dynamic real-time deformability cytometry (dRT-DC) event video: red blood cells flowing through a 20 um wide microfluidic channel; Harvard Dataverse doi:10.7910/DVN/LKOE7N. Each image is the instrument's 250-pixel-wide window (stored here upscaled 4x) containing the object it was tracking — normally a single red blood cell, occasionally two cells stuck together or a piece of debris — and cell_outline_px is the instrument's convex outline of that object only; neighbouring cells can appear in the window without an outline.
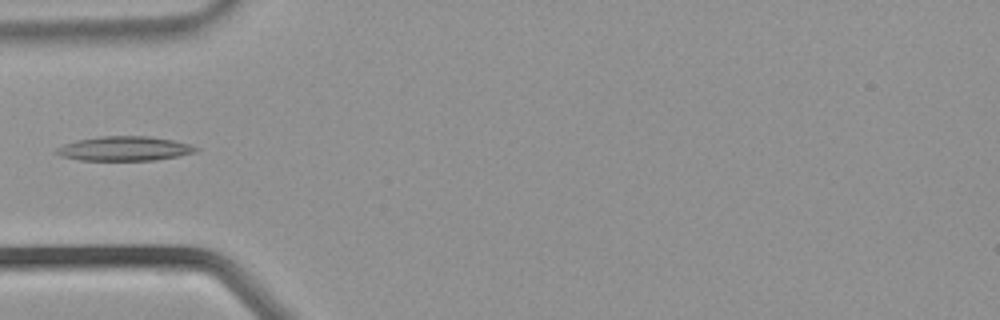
{"species": "common noctule bat (a hibernating species)", "species_latin": "Nyctalus noctula", "temperature_condition": "warm", "stored_images_in_passage": 37, "camera_frame_rate_fps": 3000, "um_per_image_px": 0.085, "animal": {"sex": "male", "body_mass_g": 21.5, "forearm_length_mm": 52.0}, "frame": {"image": 1, "passage_image": 12, "time_ms": 3.667, "image_size_px": [1000, 320], "cell_outline_px": [[200, 148], [196, 152], [180, 156], [156, 160], [80, 160], [60, 156], [52, 152], [56, 148], [64, 144], [76, 140], [100, 136], [148, 136], [172, 140], [188, 144]], "centroid_in_image_um": [10.55, 12.63], "position_along_channel_um": 74.5, "area_um2": 19.94}}
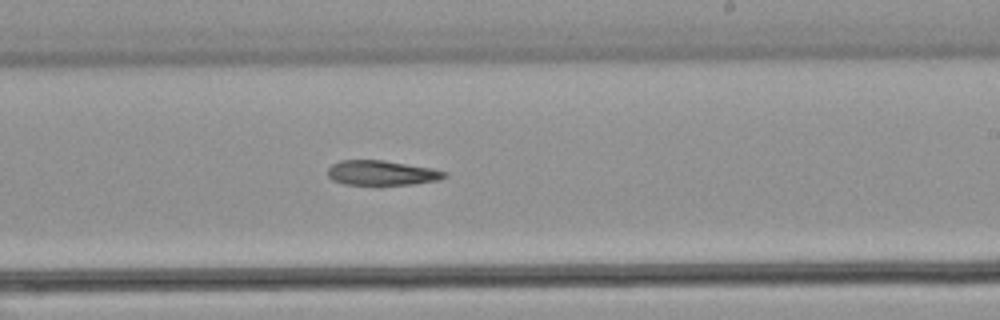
{"frame": {"image": 2, "passage_image": 22, "time_ms": 7.0, "image_size_px": [1000, 320], "cell_outline_px": [[448, 176], [440, 180], [412, 184], [380, 188], [376, 188], [344, 184], [332, 180], [328, 176], [328, 168], [332, 164], [340, 160], [384, 160], [432, 168], [448, 172]], "centroid_in_image_um": [32.45, 14.75], "position_along_channel_um": 256.5, "area_um2": 17.92}}
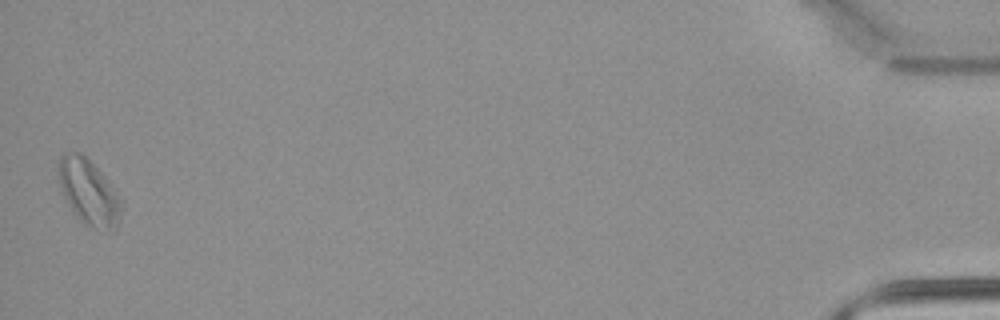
{"frame": {"image": 3, "passage_image": 37, "time_ms": 12.0, "image_size_px": [1000, 320], "cell_outline_px": [[124, 204], [120, 220], [116, 228], [112, 232], [92, 228], [80, 220], [72, 212], [60, 188], [60, 156], [64, 152], [80, 152], [104, 176]], "centroid_in_image_um": [7.58, 16.4], "position_along_channel_um": 427.6, "area_um2": 23.81}}